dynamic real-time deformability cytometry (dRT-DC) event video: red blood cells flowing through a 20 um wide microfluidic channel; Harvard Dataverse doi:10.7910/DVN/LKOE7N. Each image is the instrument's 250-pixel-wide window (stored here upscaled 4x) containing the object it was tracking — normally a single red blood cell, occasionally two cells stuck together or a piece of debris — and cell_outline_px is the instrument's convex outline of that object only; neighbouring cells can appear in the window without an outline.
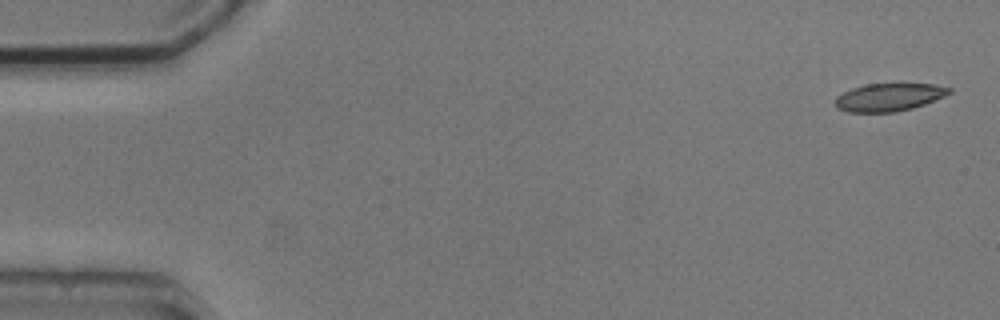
{"species": "common noctule bat (a hibernating species)", "species_latin": "Nyctalus noctula", "temperature_condition": "cold", "stored_images_in_passage": 7, "camera_frame_rate_fps": 3000, "um_per_image_px": 0.085, "animal": {"sex": "male", "body_mass_g": 20.5, "forearm_length_mm": 52.5}, "frame": {"image": 1, "passage_image": 1, "time_ms": 0.0, "image_size_px": [1000, 320], "cell_outline_px": [[952, 92], [944, 96], [924, 104], [912, 108], [896, 112], [848, 112], [836, 108], [836, 96], [852, 88], [864, 84], [900, 80], [936, 84], [952, 88]], "centroid_in_image_um": [75.62, 8.19], "position_along_channel_um": 9.4, "area_um2": 19.48}}